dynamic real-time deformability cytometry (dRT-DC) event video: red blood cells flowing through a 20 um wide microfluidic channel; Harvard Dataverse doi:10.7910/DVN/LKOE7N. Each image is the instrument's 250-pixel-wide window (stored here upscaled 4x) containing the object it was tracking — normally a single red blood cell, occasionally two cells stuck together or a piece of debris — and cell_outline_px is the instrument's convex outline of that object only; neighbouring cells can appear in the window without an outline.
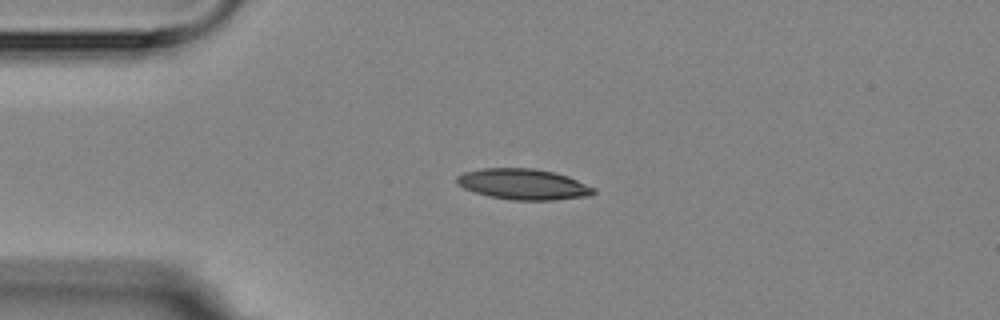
{"species": "Egyptian fruit bat (a non-hibernating species)", "species_latin": "Rousettus aegyptiacus", "temperature_condition": "room temperature", "stored_images_in_passage": 5, "camera_frame_rate_fps": 3000, "um_per_image_px": 0.085, "animal": {"sex": "female"}, "frame": {"image": 1, "passage_image": 3, "time_ms": 3.0, "image_size_px": [1000, 320], "cell_outline_px": [[596, 192], [588, 196], [552, 200], [512, 200], [488, 196], [464, 188], [456, 184], [456, 176], [464, 172], [480, 168], [536, 168], [568, 176], [596, 188]], "centroid_in_image_um": [44.47, 15.65], "position_along_channel_um": 40.5, "area_um2": 24.62}}
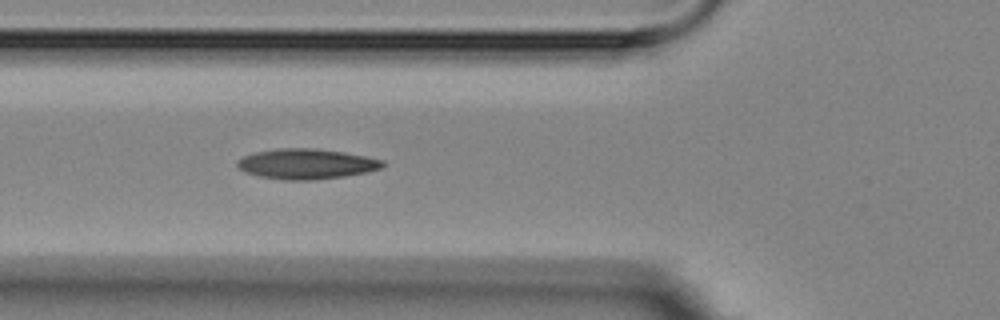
{"frame": {"image": 2, "passage_image": 5, "time_ms": 5.333, "image_size_px": [1000, 320], "cell_outline_px": [[384, 164], [380, 168], [368, 172], [344, 176], [312, 180], [284, 180], [260, 176], [244, 172], [236, 164], [236, 160], [244, 156], [256, 152], [280, 148], [316, 148], [344, 152], [368, 156], [384, 160]], "centroid_in_image_um": [26.06, 13.93], "position_along_channel_um": 99.7, "area_um2": 25.66}}